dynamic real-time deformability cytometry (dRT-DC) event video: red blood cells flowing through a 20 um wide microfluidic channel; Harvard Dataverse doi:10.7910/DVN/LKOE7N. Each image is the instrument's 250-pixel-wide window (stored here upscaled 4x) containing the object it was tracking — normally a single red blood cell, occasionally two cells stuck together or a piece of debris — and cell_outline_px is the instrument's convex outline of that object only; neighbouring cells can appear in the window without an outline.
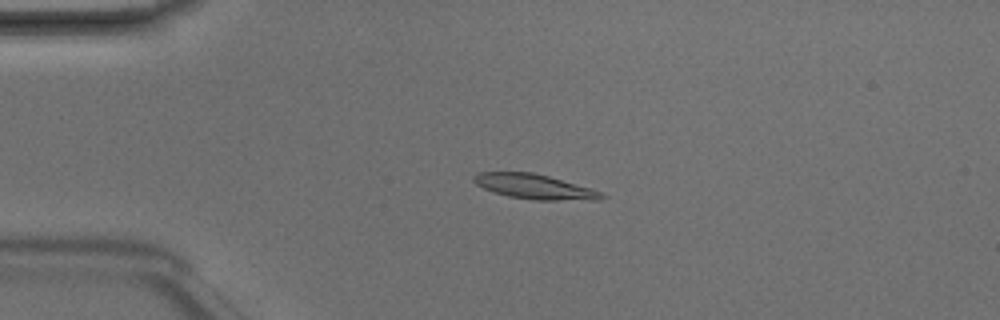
{"species": "Egyptian fruit bat (a non-hibernating species)", "species_latin": "Rousettus aegyptiacus", "temperature_condition": "room temperature", "stored_images_in_passage": 5, "camera_frame_rate_fps": 3000, "um_per_image_px": 0.085, "animal": {"sex": "male"}, "frame": {"image": 1, "passage_image": 3, "time_ms": 0.667, "image_size_px": [1000, 320], "cell_outline_px": [[608, 196], [600, 200], [536, 200], [508, 196], [492, 192], [476, 184], [472, 180], [472, 176], [480, 172], [532, 172], [548, 176], [588, 188], [600, 192]], "centroid_in_image_um": [45.4, 15.87], "position_along_channel_um": 39.6, "area_um2": 18.32}}